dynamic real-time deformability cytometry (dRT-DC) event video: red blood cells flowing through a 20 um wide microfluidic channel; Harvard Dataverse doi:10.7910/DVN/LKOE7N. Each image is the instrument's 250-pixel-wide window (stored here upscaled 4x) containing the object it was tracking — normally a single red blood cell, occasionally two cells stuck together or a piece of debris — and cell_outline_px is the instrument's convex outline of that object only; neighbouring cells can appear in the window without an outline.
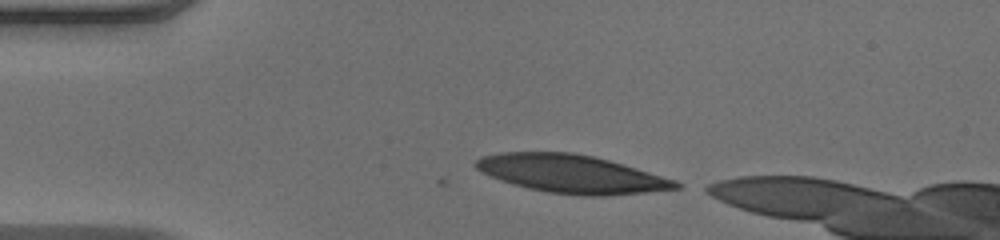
{"species": "human", "species_latin": "Homo sapiens", "temperature_condition": "warm", "stored_images_in_passage": 33, "camera_frame_rate_fps": 3000, "um_per_image_px": 0.085, "donor": {"sex": "male"}, "frame": {"image": 1, "passage_image": 1, "time_ms": 0.0, "image_size_px": [1000, 240], "cell_outline_px": [[680, 188], [644, 192], [604, 196], [580, 196], [548, 192], [528, 188], [512, 184], [500, 180], [476, 168], [472, 164], [480, 156], [500, 152], [572, 152], [592, 156], [624, 164], [676, 180], [680, 184]], "centroid_in_image_um": [48.55, 14.78], "position_along_channel_um": 36.4, "area_um2": 44.33}}
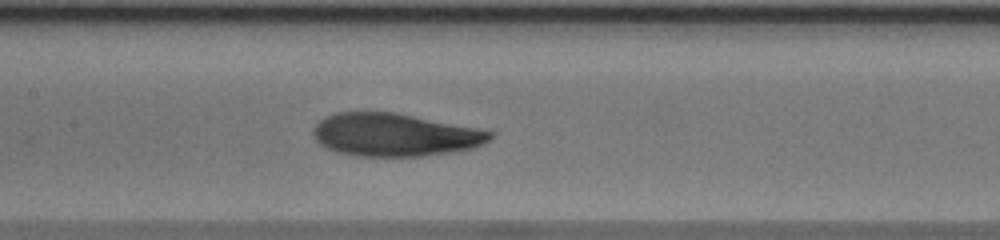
{"frame": {"image": 2, "passage_image": 14, "time_ms": 4.333, "image_size_px": [1000, 240], "cell_outline_px": [[492, 136], [488, 140], [472, 148], [452, 152], [428, 156], [360, 156], [336, 152], [324, 148], [312, 136], [312, 128], [320, 120], [336, 112], [392, 112], [476, 128], [492, 132]], "centroid_in_image_um": [33.47, 11.47], "position_along_channel_um": 173.9, "area_um2": 43.93}}
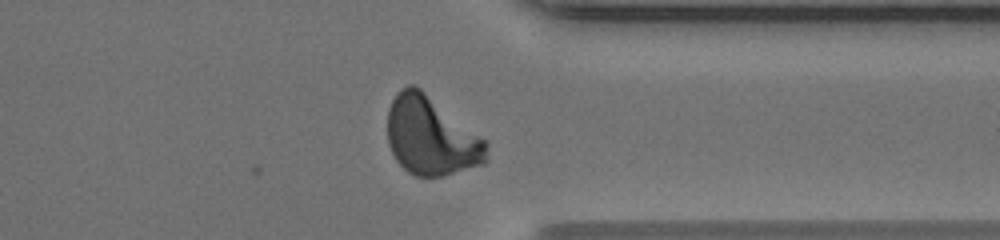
{"frame": {"image": 3, "passage_image": 29, "time_ms": 9.333, "image_size_px": [1000, 240], "cell_outline_px": [[488, 160], [484, 164], [444, 176], [416, 176], [408, 172], [396, 160], [388, 144], [388, 108], [396, 92], [400, 88], [408, 84], [416, 84], [488, 140]], "centroid_in_image_um": [36.68, 11.55], "position_along_channel_um": 374.7, "area_um2": 46.18}, "authors_computed_cell_mechanics": {"area_um2": 44.3326, "velocity_mm_per_s": 4.0934, "shape_relaxation_time_tau1_ms": 5.1391, "shape_relaxation_time_tau2_ms": 1.3521, "deformation_change_tau1": 0.2539, "deformation_change_tau2": 0.0779}}